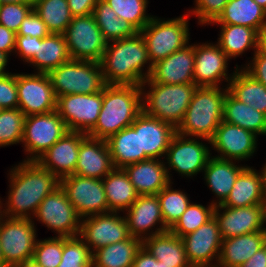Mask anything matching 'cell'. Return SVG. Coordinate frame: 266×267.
<instances>
[{
  "mask_svg": "<svg viewBox=\"0 0 266 267\" xmlns=\"http://www.w3.org/2000/svg\"><path fill=\"white\" fill-rule=\"evenodd\" d=\"M10 179L3 215L11 218L31 219L29 211L35 215L45 197L60 186V180L37 161L24 160L11 170Z\"/></svg>",
  "mask_w": 266,
  "mask_h": 267,
  "instance_id": "6da1fadb",
  "label": "cell"
},
{
  "mask_svg": "<svg viewBox=\"0 0 266 267\" xmlns=\"http://www.w3.org/2000/svg\"><path fill=\"white\" fill-rule=\"evenodd\" d=\"M112 43V44H111ZM107 43L101 61L102 74L107 85L141 86L152 71L146 43L140 32L134 36ZM149 62L147 72L142 67Z\"/></svg>",
  "mask_w": 266,
  "mask_h": 267,
  "instance_id": "7a4b0ae2",
  "label": "cell"
},
{
  "mask_svg": "<svg viewBox=\"0 0 266 267\" xmlns=\"http://www.w3.org/2000/svg\"><path fill=\"white\" fill-rule=\"evenodd\" d=\"M143 90L142 86L106 84L97 123L87 136L107 140L111 135L131 126L142 112Z\"/></svg>",
  "mask_w": 266,
  "mask_h": 267,
  "instance_id": "3957f363",
  "label": "cell"
},
{
  "mask_svg": "<svg viewBox=\"0 0 266 267\" xmlns=\"http://www.w3.org/2000/svg\"><path fill=\"white\" fill-rule=\"evenodd\" d=\"M219 87H197L184 118L176 128L182 136L200 137L210 140L223 121V104L228 88L221 92Z\"/></svg>",
  "mask_w": 266,
  "mask_h": 267,
  "instance_id": "277c9868",
  "label": "cell"
},
{
  "mask_svg": "<svg viewBox=\"0 0 266 267\" xmlns=\"http://www.w3.org/2000/svg\"><path fill=\"white\" fill-rule=\"evenodd\" d=\"M150 90L142 97V111L149 116L170 123L175 128L184 118L191 102L195 84L148 83Z\"/></svg>",
  "mask_w": 266,
  "mask_h": 267,
  "instance_id": "5b68a950",
  "label": "cell"
},
{
  "mask_svg": "<svg viewBox=\"0 0 266 267\" xmlns=\"http://www.w3.org/2000/svg\"><path fill=\"white\" fill-rule=\"evenodd\" d=\"M56 99L70 94H94L106 85L99 62L73 60L48 73Z\"/></svg>",
  "mask_w": 266,
  "mask_h": 267,
  "instance_id": "8992f818",
  "label": "cell"
},
{
  "mask_svg": "<svg viewBox=\"0 0 266 267\" xmlns=\"http://www.w3.org/2000/svg\"><path fill=\"white\" fill-rule=\"evenodd\" d=\"M187 18V15L186 17L183 15L162 21L152 17L151 21L140 31L146 43L151 65L189 45Z\"/></svg>",
  "mask_w": 266,
  "mask_h": 267,
  "instance_id": "52a82bcc",
  "label": "cell"
},
{
  "mask_svg": "<svg viewBox=\"0 0 266 267\" xmlns=\"http://www.w3.org/2000/svg\"><path fill=\"white\" fill-rule=\"evenodd\" d=\"M63 35L71 59L101 61L108 42L93 14L74 16Z\"/></svg>",
  "mask_w": 266,
  "mask_h": 267,
  "instance_id": "ba28073f",
  "label": "cell"
},
{
  "mask_svg": "<svg viewBox=\"0 0 266 267\" xmlns=\"http://www.w3.org/2000/svg\"><path fill=\"white\" fill-rule=\"evenodd\" d=\"M32 222V219L7 216L1 219L0 245L6 265L18 266L33 258L37 239Z\"/></svg>",
  "mask_w": 266,
  "mask_h": 267,
  "instance_id": "9c48e42d",
  "label": "cell"
},
{
  "mask_svg": "<svg viewBox=\"0 0 266 267\" xmlns=\"http://www.w3.org/2000/svg\"><path fill=\"white\" fill-rule=\"evenodd\" d=\"M67 131L65 122L56 110L26 116L21 142H24L27 153L32 155L27 161H36Z\"/></svg>",
  "mask_w": 266,
  "mask_h": 267,
  "instance_id": "30bf717a",
  "label": "cell"
},
{
  "mask_svg": "<svg viewBox=\"0 0 266 267\" xmlns=\"http://www.w3.org/2000/svg\"><path fill=\"white\" fill-rule=\"evenodd\" d=\"M103 89L94 94H70L57 98L56 111L69 131L88 134L102 108Z\"/></svg>",
  "mask_w": 266,
  "mask_h": 267,
  "instance_id": "8fae6325",
  "label": "cell"
},
{
  "mask_svg": "<svg viewBox=\"0 0 266 267\" xmlns=\"http://www.w3.org/2000/svg\"><path fill=\"white\" fill-rule=\"evenodd\" d=\"M34 216L46 227L55 230L58 234L57 237L80 235L81 217L68 200L61 186L45 197Z\"/></svg>",
  "mask_w": 266,
  "mask_h": 267,
  "instance_id": "7c38bea8",
  "label": "cell"
},
{
  "mask_svg": "<svg viewBox=\"0 0 266 267\" xmlns=\"http://www.w3.org/2000/svg\"><path fill=\"white\" fill-rule=\"evenodd\" d=\"M60 186L81 219L111 212L101 179L73 174L60 179Z\"/></svg>",
  "mask_w": 266,
  "mask_h": 267,
  "instance_id": "4fadbf2b",
  "label": "cell"
},
{
  "mask_svg": "<svg viewBox=\"0 0 266 267\" xmlns=\"http://www.w3.org/2000/svg\"><path fill=\"white\" fill-rule=\"evenodd\" d=\"M18 108L25 116L56 110V96L47 73L17 74Z\"/></svg>",
  "mask_w": 266,
  "mask_h": 267,
  "instance_id": "5bb4252c",
  "label": "cell"
},
{
  "mask_svg": "<svg viewBox=\"0 0 266 267\" xmlns=\"http://www.w3.org/2000/svg\"><path fill=\"white\" fill-rule=\"evenodd\" d=\"M117 214V212H107L85 217L86 220L82 219L80 237L91 253L130 237L126 218Z\"/></svg>",
  "mask_w": 266,
  "mask_h": 267,
  "instance_id": "9a60e30c",
  "label": "cell"
},
{
  "mask_svg": "<svg viewBox=\"0 0 266 267\" xmlns=\"http://www.w3.org/2000/svg\"><path fill=\"white\" fill-rule=\"evenodd\" d=\"M186 258L192 267H216L213 259L219 260L222 238L214 216L197 230L181 237Z\"/></svg>",
  "mask_w": 266,
  "mask_h": 267,
  "instance_id": "2e32d148",
  "label": "cell"
},
{
  "mask_svg": "<svg viewBox=\"0 0 266 267\" xmlns=\"http://www.w3.org/2000/svg\"><path fill=\"white\" fill-rule=\"evenodd\" d=\"M264 205L227 207L216 205L213 216L217 220L222 239L241 236L263 230ZM220 210H224L221 214Z\"/></svg>",
  "mask_w": 266,
  "mask_h": 267,
  "instance_id": "e0dca14e",
  "label": "cell"
},
{
  "mask_svg": "<svg viewBox=\"0 0 266 267\" xmlns=\"http://www.w3.org/2000/svg\"><path fill=\"white\" fill-rule=\"evenodd\" d=\"M209 148L202 142L196 141L194 138L176 133L167 149L166 156L169 167L175 171L192 177L198 172L204 170L210 159Z\"/></svg>",
  "mask_w": 266,
  "mask_h": 267,
  "instance_id": "ac0fdd59",
  "label": "cell"
},
{
  "mask_svg": "<svg viewBox=\"0 0 266 267\" xmlns=\"http://www.w3.org/2000/svg\"><path fill=\"white\" fill-rule=\"evenodd\" d=\"M87 136L77 131H67L36 161L59 180L75 174L80 142Z\"/></svg>",
  "mask_w": 266,
  "mask_h": 267,
  "instance_id": "d6986e66",
  "label": "cell"
},
{
  "mask_svg": "<svg viewBox=\"0 0 266 267\" xmlns=\"http://www.w3.org/2000/svg\"><path fill=\"white\" fill-rule=\"evenodd\" d=\"M194 46L189 45L152 65L147 80L142 83L194 84Z\"/></svg>",
  "mask_w": 266,
  "mask_h": 267,
  "instance_id": "ffe728a7",
  "label": "cell"
},
{
  "mask_svg": "<svg viewBox=\"0 0 266 267\" xmlns=\"http://www.w3.org/2000/svg\"><path fill=\"white\" fill-rule=\"evenodd\" d=\"M256 137L257 135L249 130L222 121L210 144L221 153L218 158L239 161L253 155L257 147Z\"/></svg>",
  "mask_w": 266,
  "mask_h": 267,
  "instance_id": "44dd1931",
  "label": "cell"
},
{
  "mask_svg": "<svg viewBox=\"0 0 266 267\" xmlns=\"http://www.w3.org/2000/svg\"><path fill=\"white\" fill-rule=\"evenodd\" d=\"M228 60L218 44L194 45V84L197 87H218L220 79L229 82L232 76L227 75Z\"/></svg>",
  "mask_w": 266,
  "mask_h": 267,
  "instance_id": "7402d4cb",
  "label": "cell"
},
{
  "mask_svg": "<svg viewBox=\"0 0 266 267\" xmlns=\"http://www.w3.org/2000/svg\"><path fill=\"white\" fill-rule=\"evenodd\" d=\"M131 127L139 131L140 153H145L150 159H160V156L166 155L170 142L176 134L173 125L146 115L143 111Z\"/></svg>",
  "mask_w": 266,
  "mask_h": 267,
  "instance_id": "603a6c76",
  "label": "cell"
},
{
  "mask_svg": "<svg viewBox=\"0 0 266 267\" xmlns=\"http://www.w3.org/2000/svg\"><path fill=\"white\" fill-rule=\"evenodd\" d=\"M126 220L130 236L143 240L145 237L141 234H147L146 231L154 227L156 223H161L155 232L149 236L168 231L165 227L160 203L157 194L139 195L136 201L127 209Z\"/></svg>",
  "mask_w": 266,
  "mask_h": 267,
  "instance_id": "cb8c5ba5",
  "label": "cell"
},
{
  "mask_svg": "<svg viewBox=\"0 0 266 267\" xmlns=\"http://www.w3.org/2000/svg\"><path fill=\"white\" fill-rule=\"evenodd\" d=\"M114 169L106 140L86 136L79 146L75 174L82 177L103 179Z\"/></svg>",
  "mask_w": 266,
  "mask_h": 267,
  "instance_id": "d4e9b609",
  "label": "cell"
},
{
  "mask_svg": "<svg viewBox=\"0 0 266 267\" xmlns=\"http://www.w3.org/2000/svg\"><path fill=\"white\" fill-rule=\"evenodd\" d=\"M139 195L158 194L171 183L169 169L159 159H147L123 168Z\"/></svg>",
  "mask_w": 266,
  "mask_h": 267,
  "instance_id": "484cf974",
  "label": "cell"
},
{
  "mask_svg": "<svg viewBox=\"0 0 266 267\" xmlns=\"http://www.w3.org/2000/svg\"><path fill=\"white\" fill-rule=\"evenodd\" d=\"M266 204L263 175L246 166L238 175L230 194L221 206L248 207Z\"/></svg>",
  "mask_w": 266,
  "mask_h": 267,
  "instance_id": "4316f807",
  "label": "cell"
},
{
  "mask_svg": "<svg viewBox=\"0 0 266 267\" xmlns=\"http://www.w3.org/2000/svg\"><path fill=\"white\" fill-rule=\"evenodd\" d=\"M264 246L263 231L222 239L216 267H239Z\"/></svg>",
  "mask_w": 266,
  "mask_h": 267,
  "instance_id": "83f0119b",
  "label": "cell"
},
{
  "mask_svg": "<svg viewBox=\"0 0 266 267\" xmlns=\"http://www.w3.org/2000/svg\"><path fill=\"white\" fill-rule=\"evenodd\" d=\"M212 23L247 26L261 35L266 31V10L254 0H228L223 12Z\"/></svg>",
  "mask_w": 266,
  "mask_h": 267,
  "instance_id": "f1b7e54d",
  "label": "cell"
},
{
  "mask_svg": "<svg viewBox=\"0 0 266 267\" xmlns=\"http://www.w3.org/2000/svg\"><path fill=\"white\" fill-rule=\"evenodd\" d=\"M142 240V246L158 261L168 267H192L187 258L182 239L170 230Z\"/></svg>",
  "mask_w": 266,
  "mask_h": 267,
  "instance_id": "f546056e",
  "label": "cell"
},
{
  "mask_svg": "<svg viewBox=\"0 0 266 267\" xmlns=\"http://www.w3.org/2000/svg\"><path fill=\"white\" fill-rule=\"evenodd\" d=\"M245 167H238L231 160L221 159L216 156L210 157L207 166L204 168V178L212 192L219 198L218 202L213 201L215 206L221 205L226 200L238 175Z\"/></svg>",
  "mask_w": 266,
  "mask_h": 267,
  "instance_id": "4dcf8cb0",
  "label": "cell"
},
{
  "mask_svg": "<svg viewBox=\"0 0 266 267\" xmlns=\"http://www.w3.org/2000/svg\"><path fill=\"white\" fill-rule=\"evenodd\" d=\"M114 168H124L143 160L150 159L140 153L139 131L126 127L106 140Z\"/></svg>",
  "mask_w": 266,
  "mask_h": 267,
  "instance_id": "1f68e13d",
  "label": "cell"
},
{
  "mask_svg": "<svg viewBox=\"0 0 266 267\" xmlns=\"http://www.w3.org/2000/svg\"><path fill=\"white\" fill-rule=\"evenodd\" d=\"M223 121L253 132L266 135V114L237 100L229 91L223 104Z\"/></svg>",
  "mask_w": 266,
  "mask_h": 267,
  "instance_id": "d6a6232c",
  "label": "cell"
},
{
  "mask_svg": "<svg viewBox=\"0 0 266 267\" xmlns=\"http://www.w3.org/2000/svg\"><path fill=\"white\" fill-rule=\"evenodd\" d=\"M102 183L111 212L129 209L139 196L122 168H114L102 179Z\"/></svg>",
  "mask_w": 266,
  "mask_h": 267,
  "instance_id": "836d02e7",
  "label": "cell"
},
{
  "mask_svg": "<svg viewBox=\"0 0 266 267\" xmlns=\"http://www.w3.org/2000/svg\"><path fill=\"white\" fill-rule=\"evenodd\" d=\"M71 60L63 34L50 33L37 41L35 56L29 61L39 73H49L59 65Z\"/></svg>",
  "mask_w": 266,
  "mask_h": 267,
  "instance_id": "e575fe53",
  "label": "cell"
},
{
  "mask_svg": "<svg viewBox=\"0 0 266 267\" xmlns=\"http://www.w3.org/2000/svg\"><path fill=\"white\" fill-rule=\"evenodd\" d=\"M141 247L142 240L132 236L102 247L92 253V267H133L136 253Z\"/></svg>",
  "mask_w": 266,
  "mask_h": 267,
  "instance_id": "d590c367",
  "label": "cell"
},
{
  "mask_svg": "<svg viewBox=\"0 0 266 267\" xmlns=\"http://www.w3.org/2000/svg\"><path fill=\"white\" fill-rule=\"evenodd\" d=\"M227 88L237 100L266 114V87L244 69L236 68Z\"/></svg>",
  "mask_w": 266,
  "mask_h": 267,
  "instance_id": "8d00e7d4",
  "label": "cell"
},
{
  "mask_svg": "<svg viewBox=\"0 0 266 267\" xmlns=\"http://www.w3.org/2000/svg\"><path fill=\"white\" fill-rule=\"evenodd\" d=\"M221 34L218 38L219 47L229 59L242 55L248 48L259 49L260 34L253 28L242 25L220 24Z\"/></svg>",
  "mask_w": 266,
  "mask_h": 267,
  "instance_id": "74e56055",
  "label": "cell"
},
{
  "mask_svg": "<svg viewBox=\"0 0 266 267\" xmlns=\"http://www.w3.org/2000/svg\"><path fill=\"white\" fill-rule=\"evenodd\" d=\"M93 16L107 42L132 37L138 32L130 23L120 19L104 0L96 4Z\"/></svg>",
  "mask_w": 266,
  "mask_h": 267,
  "instance_id": "f35d334b",
  "label": "cell"
},
{
  "mask_svg": "<svg viewBox=\"0 0 266 267\" xmlns=\"http://www.w3.org/2000/svg\"><path fill=\"white\" fill-rule=\"evenodd\" d=\"M33 10L54 34H63L74 17L67 0H35Z\"/></svg>",
  "mask_w": 266,
  "mask_h": 267,
  "instance_id": "ab89813d",
  "label": "cell"
},
{
  "mask_svg": "<svg viewBox=\"0 0 266 267\" xmlns=\"http://www.w3.org/2000/svg\"><path fill=\"white\" fill-rule=\"evenodd\" d=\"M171 183L158 194L161 213L165 227L170 230L190 205L189 199L181 190L171 189Z\"/></svg>",
  "mask_w": 266,
  "mask_h": 267,
  "instance_id": "60d3db41",
  "label": "cell"
},
{
  "mask_svg": "<svg viewBox=\"0 0 266 267\" xmlns=\"http://www.w3.org/2000/svg\"><path fill=\"white\" fill-rule=\"evenodd\" d=\"M120 19L130 23L140 32L152 19L146 15L147 0H104Z\"/></svg>",
  "mask_w": 266,
  "mask_h": 267,
  "instance_id": "b9f144b4",
  "label": "cell"
},
{
  "mask_svg": "<svg viewBox=\"0 0 266 267\" xmlns=\"http://www.w3.org/2000/svg\"><path fill=\"white\" fill-rule=\"evenodd\" d=\"M214 208L215 205L212 202L207 208L201 204L190 203L170 231L180 238L194 232L213 217Z\"/></svg>",
  "mask_w": 266,
  "mask_h": 267,
  "instance_id": "7bdbcfd3",
  "label": "cell"
},
{
  "mask_svg": "<svg viewBox=\"0 0 266 267\" xmlns=\"http://www.w3.org/2000/svg\"><path fill=\"white\" fill-rule=\"evenodd\" d=\"M25 114L19 109H3L0 113V147L22 141Z\"/></svg>",
  "mask_w": 266,
  "mask_h": 267,
  "instance_id": "ee69618b",
  "label": "cell"
},
{
  "mask_svg": "<svg viewBox=\"0 0 266 267\" xmlns=\"http://www.w3.org/2000/svg\"><path fill=\"white\" fill-rule=\"evenodd\" d=\"M58 267H92V253L80 236L63 237V252Z\"/></svg>",
  "mask_w": 266,
  "mask_h": 267,
  "instance_id": "f6af8a7d",
  "label": "cell"
},
{
  "mask_svg": "<svg viewBox=\"0 0 266 267\" xmlns=\"http://www.w3.org/2000/svg\"><path fill=\"white\" fill-rule=\"evenodd\" d=\"M63 252V237L36 241L32 260L42 267H58Z\"/></svg>",
  "mask_w": 266,
  "mask_h": 267,
  "instance_id": "bcb514c9",
  "label": "cell"
},
{
  "mask_svg": "<svg viewBox=\"0 0 266 267\" xmlns=\"http://www.w3.org/2000/svg\"><path fill=\"white\" fill-rule=\"evenodd\" d=\"M32 10L33 7L26 4H0V24L17 34L22 21Z\"/></svg>",
  "mask_w": 266,
  "mask_h": 267,
  "instance_id": "7dc6e473",
  "label": "cell"
},
{
  "mask_svg": "<svg viewBox=\"0 0 266 267\" xmlns=\"http://www.w3.org/2000/svg\"><path fill=\"white\" fill-rule=\"evenodd\" d=\"M196 6L191 12L199 19V24L214 22L223 12L228 0H195Z\"/></svg>",
  "mask_w": 266,
  "mask_h": 267,
  "instance_id": "c3c4849f",
  "label": "cell"
},
{
  "mask_svg": "<svg viewBox=\"0 0 266 267\" xmlns=\"http://www.w3.org/2000/svg\"><path fill=\"white\" fill-rule=\"evenodd\" d=\"M0 107L18 108L17 74L9 73L0 76Z\"/></svg>",
  "mask_w": 266,
  "mask_h": 267,
  "instance_id": "681fc988",
  "label": "cell"
},
{
  "mask_svg": "<svg viewBox=\"0 0 266 267\" xmlns=\"http://www.w3.org/2000/svg\"><path fill=\"white\" fill-rule=\"evenodd\" d=\"M50 32L48 31L45 23L41 20L38 14L32 10L22 21L17 35L31 36L37 38H44L48 36Z\"/></svg>",
  "mask_w": 266,
  "mask_h": 267,
  "instance_id": "f907efd6",
  "label": "cell"
},
{
  "mask_svg": "<svg viewBox=\"0 0 266 267\" xmlns=\"http://www.w3.org/2000/svg\"><path fill=\"white\" fill-rule=\"evenodd\" d=\"M249 65L243 69L266 87V54L260 49L254 51V58Z\"/></svg>",
  "mask_w": 266,
  "mask_h": 267,
  "instance_id": "816d5d0a",
  "label": "cell"
},
{
  "mask_svg": "<svg viewBox=\"0 0 266 267\" xmlns=\"http://www.w3.org/2000/svg\"><path fill=\"white\" fill-rule=\"evenodd\" d=\"M37 41H41V38L16 35L15 50L18 51L26 62H29L34 56L37 48Z\"/></svg>",
  "mask_w": 266,
  "mask_h": 267,
  "instance_id": "f5cc1de1",
  "label": "cell"
},
{
  "mask_svg": "<svg viewBox=\"0 0 266 267\" xmlns=\"http://www.w3.org/2000/svg\"><path fill=\"white\" fill-rule=\"evenodd\" d=\"M100 0H67L73 16H86L93 14L94 7Z\"/></svg>",
  "mask_w": 266,
  "mask_h": 267,
  "instance_id": "db71d44e",
  "label": "cell"
},
{
  "mask_svg": "<svg viewBox=\"0 0 266 267\" xmlns=\"http://www.w3.org/2000/svg\"><path fill=\"white\" fill-rule=\"evenodd\" d=\"M16 35L15 32L0 24V51L9 56V53L15 50Z\"/></svg>",
  "mask_w": 266,
  "mask_h": 267,
  "instance_id": "11a10c76",
  "label": "cell"
},
{
  "mask_svg": "<svg viewBox=\"0 0 266 267\" xmlns=\"http://www.w3.org/2000/svg\"><path fill=\"white\" fill-rule=\"evenodd\" d=\"M133 267H155V257L142 246L136 253Z\"/></svg>",
  "mask_w": 266,
  "mask_h": 267,
  "instance_id": "9f6ffc18",
  "label": "cell"
},
{
  "mask_svg": "<svg viewBox=\"0 0 266 267\" xmlns=\"http://www.w3.org/2000/svg\"><path fill=\"white\" fill-rule=\"evenodd\" d=\"M239 267H266V246L258 250L249 260Z\"/></svg>",
  "mask_w": 266,
  "mask_h": 267,
  "instance_id": "6f0895ef",
  "label": "cell"
},
{
  "mask_svg": "<svg viewBox=\"0 0 266 267\" xmlns=\"http://www.w3.org/2000/svg\"><path fill=\"white\" fill-rule=\"evenodd\" d=\"M8 55L2 51H0V76L9 74L8 72L4 71L5 66L7 65L8 62Z\"/></svg>",
  "mask_w": 266,
  "mask_h": 267,
  "instance_id": "680465c9",
  "label": "cell"
},
{
  "mask_svg": "<svg viewBox=\"0 0 266 267\" xmlns=\"http://www.w3.org/2000/svg\"><path fill=\"white\" fill-rule=\"evenodd\" d=\"M6 3H20V4H26L34 6L35 0H0V4H6Z\"/></svg>",
  "mask_w": 266,
  "mask_h": 267,
  "instance_id": "91938a15",
  "label": "cell"
},
{
  "mask_svg": "<svg viewBox=\"0 0 266 267\" xmlns=\"http://www.w3.org/2000/svg\"><path fill=\"white\" fill-rule=\"evenodd\" d=\"M259 49L266 54V31L260 35Z\"/></svg>",
  "mask_w": 266,
  "mask_h": 267,
  "instance_id": "94428289",
  "label": "cell"
},
{
  "mask_svg": "<svg viewBox=\"0 0 266 267\" xmlns=\"http://www.w3.org/2000/svg\"><path fill=\"white\" fill-rule=\"evenodd\" d=\"M17 267H42L39 264H37L35 261H33L32 259L19 264Z\"/></svg>",
  "mask_w": 266,
  "mask_h": 267,
  "instance_id": "6125c7cd",
  "label": "cell"
},
{
  "mask_svg": "<svg viewBox=\"0 0 266 267\" xmlns=\"http://www.w3.org/2000/svg\"><path fill=\"white\" fill-rule=\"evenodd\" d=\"M262 172V175H263V184H264V193H265V196H266V164L263 168V170L261 171Z\"/></svg>",
  "mask_w": 266,
  "mask_h": 267,
  "instance_id": "be15d7a7",
  "label": "cell"
},
{
  "mask_svg": "<svg viewBox=\"0 0 266 267\" xmlns=\"http://www.w3.org/2000/svg\"><path fill=\"white\" fill-rule=\"evenodd\" d=\"M259 6L266 10V0H254Z\"/></svg>",
  "mask_w": 266,
  "mask_h": 267,
  "instance_id": "e7e4bbea",
  "label": "cell"
},
{
  "mask_svg": "<svg viewBox=\"0 0 266 267\" xmlns=\"http://www.w3.org/2000/svg\"><path fill=\"white\" fill-rule=\"evenodd\" d=\"M263 223H266V204L264 205V213H263ZM264 235H266V228L263 227Z\"/></svg>",
  "mask_w": 266,
  "mask_h": 267,
  "instance_id": "03108f58",
  "label": "cell"
},
{
  "mask_svg": "<svg viewBox=\"0 0 266 267\" xmlns=\"http://www.w3.org/2000/svg\"><path fill=\"white\" fill-rule=\"evenodd\" d=\"M155 267H168V266H166L165 264H163V262L158 261V260L155 258Z\"/></svg>",
  "mask_w": 266,
  "mask_h": 267,
  "instance_id": "003e7915",
  "label": "cell"
},
{
  "mask_svg": "<svg viewBox=\"0 0 266 267\" xmlns=\"http://www.w3.org/2000/svg\"><path fill=\"white\" fill-rule=\"evenodd\" d=\"M4 265L6 264L4 262V258H3L2 251H1V245H0V266H4Z\"/></svg>",
  "mask_w": 266,
  "mask_h": 267,
  "instance_id": "a7ac6f4b",
  "label": "cell"
},
{
  "mask_svg": "<svg viewBox=\"0 0 266 267\" xmlns=\"http://www.w3.org/2000/svg\"><path fill=\"white\" fill-rule=\"evenodd\" d=\"M2 204H1V201H0V208L2 209V206H1ZM1 209H0V221H1V219L3 218V211H1Z\"/></svg>",
  "mask_w": 266,
  "mask_h": 267,
  "instance_id": "89a4df30",
  "label": "cell"
},
{
  "mask_svg": "<svg viewBox=\"0 0 266 267\" xmlns=\"http://www.w3.org/2000/svg\"><path fill=\"white\" fill-rule=\"evenodd\" d=\"M0 267H17V266H12V265H4V266H0Z\"/></svg>",
  "mask_w": 266,
  "mask_h": 267,
  "instance_id": "2644e50d",
  "label": "cell"
}]
</instances>
